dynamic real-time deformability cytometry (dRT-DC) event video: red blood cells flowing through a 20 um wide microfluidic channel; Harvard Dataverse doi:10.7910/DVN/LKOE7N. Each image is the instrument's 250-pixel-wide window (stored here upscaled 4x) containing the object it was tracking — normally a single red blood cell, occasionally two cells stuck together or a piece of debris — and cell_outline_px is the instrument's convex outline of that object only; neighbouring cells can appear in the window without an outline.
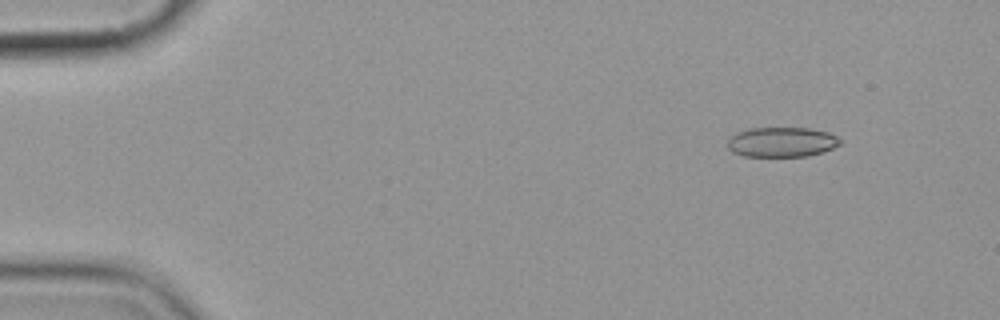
{"species": "common noctule bat (a hibernating species)", "species_latin": "Nyctalus noctula", "temperature_condition": "cold", "stored_images_in_passage": 5, "camera_frame_rate_fps": 3000, "um_per_image_px": 0.085, "animal": {"sex": "female", "body_mass_g": 19.9}, "frame": {"image": 1, "passage_image": 1, "time_ms": 0.0, "image_size_px": [1000, 320], "cell_outline_px": [[840, 144], [824, 152], [808, 156], [744, 156], [732, 152], [728, 148], [728, 140], [736, 132], [748, 128], [808, 128], [828, 132], [836, 136], [840, 140]], "centroid_in_image_um": [66.44, 12.07], "position_along_channel_um": 18.6, "area_um2": 19.59}}
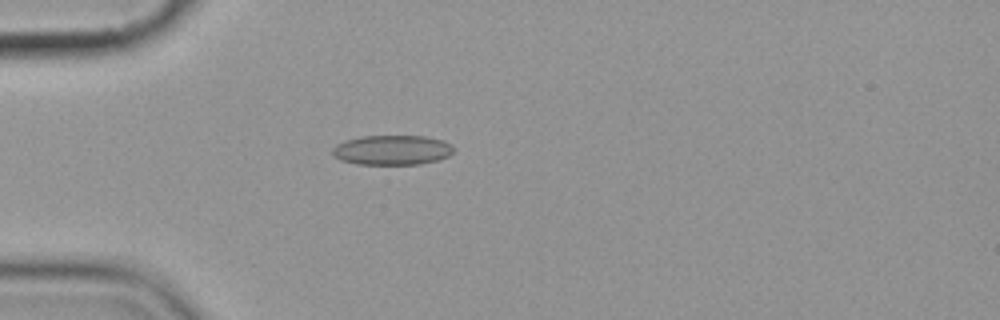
{"frame": {"image": 2, "passage_image": 4, "time_ms": 3.333, "image_size_px": [1000, 320], "cell_outline_px": [[452, 152], [448, 156], [436, 160], [420, 164], [356, 164], [340, 160], [332, 156], [332, 148], [336, 144], [344, 140], [360, 136], [424, 136], [444, 140], [452, 144]], "centroid_in_image_um": [33.28, 12.75], "position_along_channel_um": 51.7, "area_um2": 21.15}}